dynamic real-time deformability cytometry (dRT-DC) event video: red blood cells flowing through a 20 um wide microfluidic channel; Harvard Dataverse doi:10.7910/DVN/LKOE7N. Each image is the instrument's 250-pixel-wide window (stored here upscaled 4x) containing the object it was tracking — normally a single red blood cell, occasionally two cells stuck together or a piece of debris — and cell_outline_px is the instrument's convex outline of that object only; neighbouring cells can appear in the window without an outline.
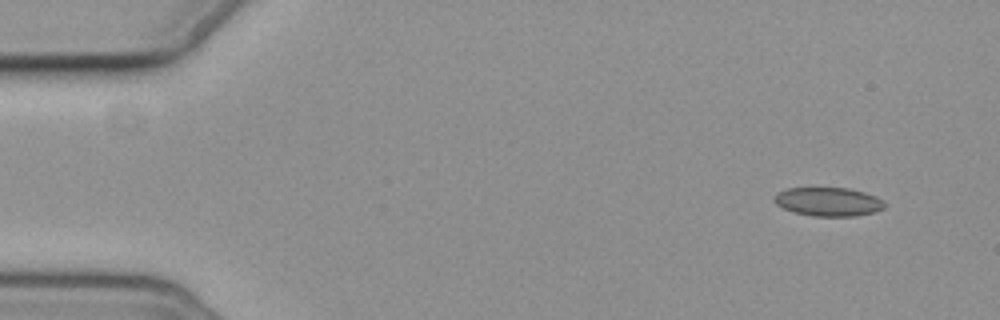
{"species": "common noctule bat (a hibernating species)", "species_latin": "Nyctalus noctula", "temperature_condition": "cold", "stored_images_in_passage": 3, "camera_frame_rate_fps": 3000, "um_per_image_px": 0.085, "animal": {"sex": "female", "body_mass_g": 19.3, "forearm_length_mm": 54.1}, "frame": {"image": 1, "passage_image": 3, "time_ms": 2.333, "image_size_px": [1000, 320], "cell_outline_px": [[884, 208], [872, 212], [856, 216], [812, 216], [792, 212], [776, 204], [772, 200], [772, 196], [776, 192], [788, 188], [848, 188], [864, 192], [884, 200]], "centroid_in_image_um": [70.35, 17.14], "position_along_channel_um": 14.7, "area_um2": 18.55}}